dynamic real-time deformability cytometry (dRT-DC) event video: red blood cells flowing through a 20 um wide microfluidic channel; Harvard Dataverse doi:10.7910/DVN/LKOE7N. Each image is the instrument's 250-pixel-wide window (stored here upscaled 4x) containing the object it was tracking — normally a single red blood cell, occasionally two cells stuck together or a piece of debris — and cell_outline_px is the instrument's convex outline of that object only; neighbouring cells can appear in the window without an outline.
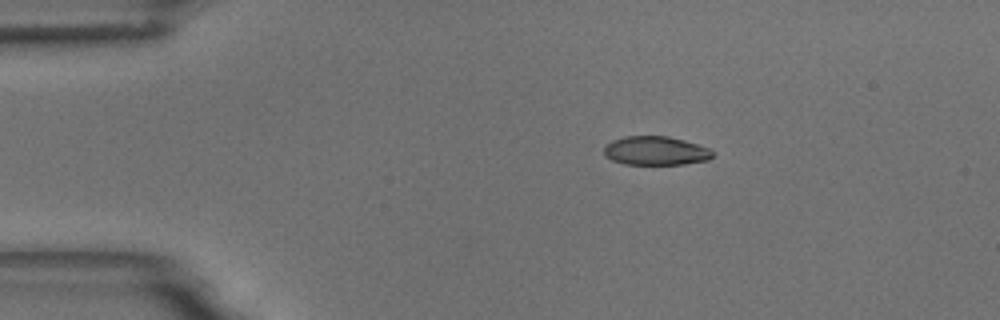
{"species": "common noctule bat (a hibernating species)", "species_latin": "Nyctalus noctula", "temperature_condition": "room temperature", "stored_images_in_passage": 47, "camera_frame_rate_fps": 3000, "um_per_image_px": 0.085, "animal": {"sex": "male", "body_mass_g": 18.8}, "frame": {"image": 1, "passage_image": 1, "time_ms": 0.0, "image_size_px": [1000, 320], "cell_outline_px": [[712, 156], [708, 160], [684, 164], [624, 164], [612, 160], [604, 156], [604, 148], [612, 140], [624, 136], [668, 136], [684, 140], [708, 148], [712, 152]], "centroid_in_image_um": [55.7, 12.81], "position_along_channel_um": 29.3, "area_um2": 18.15}}
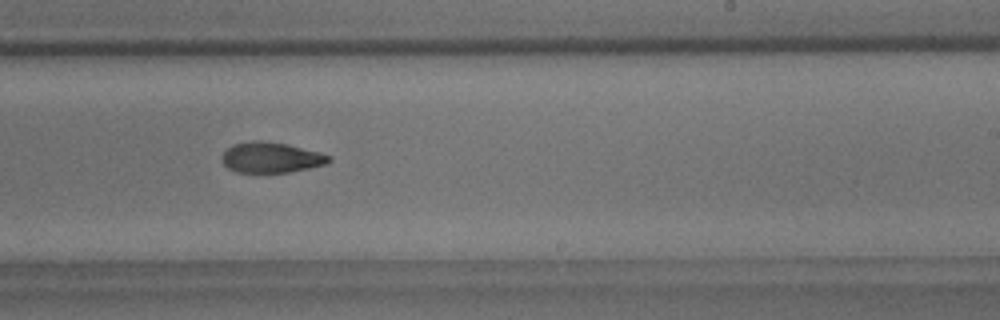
{"frame": {"image": 2, "passage_image": 25, "time_ms": 8.0, "image_size_px": [1000, 320], "cell_outline_px": [[332, 160], [324, 164], [308, 168], [288, 172], [236, 172], [228, 168], [220, 160], [224, 152], [232, 144], [252, 140], [264, 140], [288, 144], [332, 156]], "centroid_in_image_um": [23.01, 13.37], "position_along_channel_um": 266.0, "area_um2": 19.02}}
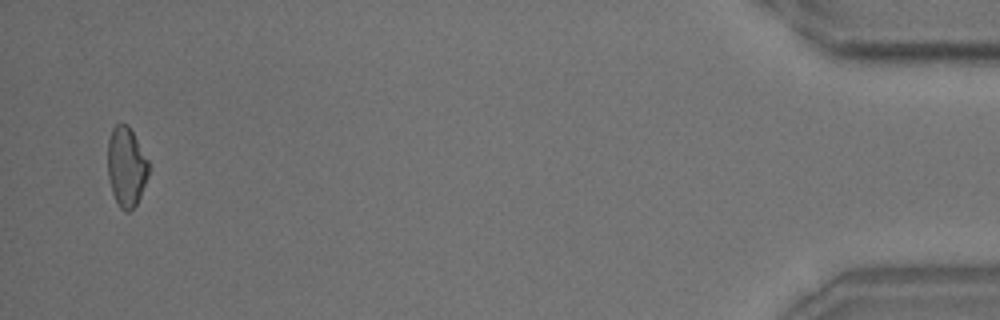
{"frame": {"image": 3, "passage_image": 45, "time_ms": 14.667, "image_size_px": [1000, 320], "cell_outline_px": [[148, 176], [140, 196], [136, 204], [128, 212], [124, 212], [120, 208], [112, 192], [108, 176], [108, 140], [112, 128], [116, 124], [128, 124], [148, 160]], "centroid_in_image_um": [10.73, 14.17], "position_along_channel_um": 424.5, "area_um2": 18.84}, "authors_computed_cell_mechanics": {"area_um2": 19.4208, "velocity_mm_per_s": 3.6297, "shape_relaxation_time_tau1_ms": 7.0599, "shape_relaxation_time_tau2_ms": 5.0423, "deformation_change_tau1": 0.1705, "deformation_change_tau2": 0.0835}}